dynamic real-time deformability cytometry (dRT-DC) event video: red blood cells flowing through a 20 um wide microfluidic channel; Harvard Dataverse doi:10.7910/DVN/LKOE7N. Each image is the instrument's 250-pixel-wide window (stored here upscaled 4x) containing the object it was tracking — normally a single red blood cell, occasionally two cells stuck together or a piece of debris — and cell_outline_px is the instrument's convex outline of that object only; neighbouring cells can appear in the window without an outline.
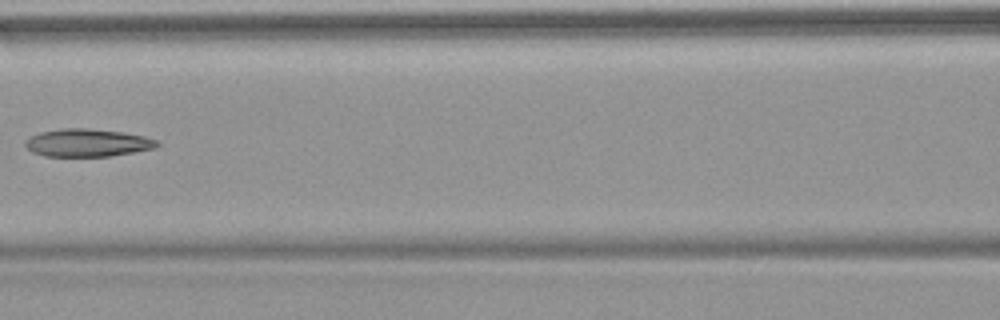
{"species": "common noctule bat (a hibernating species)", "species_latin": "Nyctalus noctula", "temperature_condition": "warm", "stored_images_in_passage": 8, "camera_frame_rate_fps": 3000, "um_per_image_px": 0.085, "animal": {"sex": "female", "body_mass_g": 18.4}, "frame": {"image": 1, "passage_image": 8, "time_ms": 9.667, "image_size_px": [1000, 320], "cell_outline_px": [[160, 144], [152, 148], [112, 156], [44, 156], [32, 152], [24, 144], [24, 140], [40, 132], [60, 128], [88, 128], [124, 132], [144, 136], [156, 140]], "centroid_in_image_um": [7.39, 12.13], "position_along_channel_um": 159.2, "area_um2": 21.27}}